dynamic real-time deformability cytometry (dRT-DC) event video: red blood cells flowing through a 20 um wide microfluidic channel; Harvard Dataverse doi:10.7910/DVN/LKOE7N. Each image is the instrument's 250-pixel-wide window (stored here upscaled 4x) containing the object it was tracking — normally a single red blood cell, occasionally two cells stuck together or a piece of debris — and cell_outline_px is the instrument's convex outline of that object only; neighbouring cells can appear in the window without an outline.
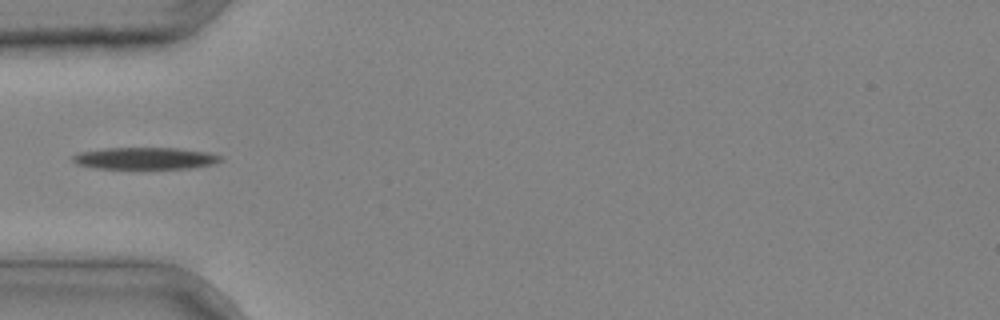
{"species": "common noctule bat (a hibernating species)", "species_latin": "Nyctalus noctula", "temperature_condition": "cold", "stored_images_in_passage": 29, "camera_frame_rate_fps": 3000, "um_per_image_px": 0.085, "animal": {"sex": "male", "body_mass_g": 20.4}, "frame": {"image": 1, "passage_image": 1, "time_ms": 0.0, "image_size_px": [1000, 320], "cell_outline_px": [[224, 160], [212, 164], [192, 168], [96, 168], [76, 164], [72, 160], [72, 156], [80, 152], [104, 148], [176, 148], [208, 152], [224, 156]], "centroid_in_image_um": [12.37, 13.45], "position_along_channel_um": 72.6, "area_um2": 18.84}}
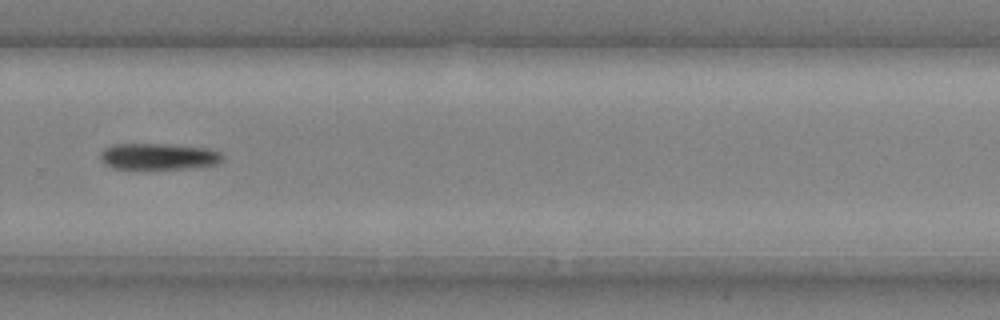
{"frame": {"image": 2, "passage_image": 17, "time_ms": 5.333, "image_size_px": [1000, 320], "cell_outline_px": [[224, 156], [216, 164], [188, 168], [112, 168], [104, 164], [100, 160], [100, 152], [104, 148], [112, 144], [164, 144], [212, 148], [220, 152]], "centroid_in_image_um": [13.45, 13.28], "position_along_channel_um": 316.4, "area_um2": 18.73}}
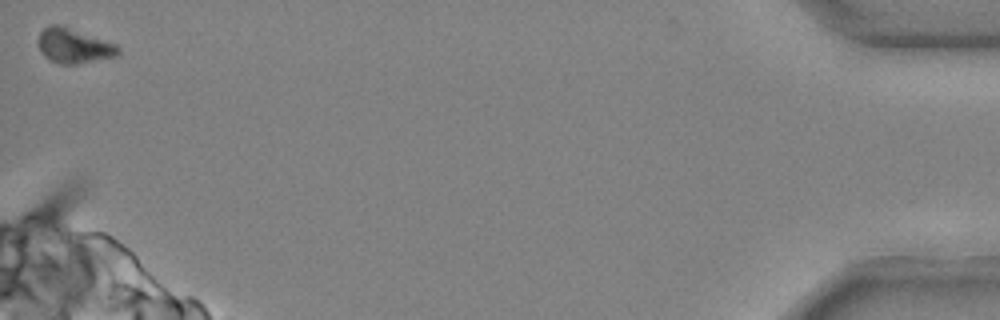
{"frame": {"image": 3, "passage_image": 29, "time_ms": 9.333, "image_size_px": [1000, 320], "cell_outline_px": [[120, 56], [76, 64], [60, 64], [44, 56], [40, 52], [36, 44], [36, 40], [40, 32], [48, 24], [64, 24], [116, 44], [120, 48]], "centroid_in_image_um": [6.26, 3.87], "position_along_channel_um": 428.9, "area_um2": 16.82}}